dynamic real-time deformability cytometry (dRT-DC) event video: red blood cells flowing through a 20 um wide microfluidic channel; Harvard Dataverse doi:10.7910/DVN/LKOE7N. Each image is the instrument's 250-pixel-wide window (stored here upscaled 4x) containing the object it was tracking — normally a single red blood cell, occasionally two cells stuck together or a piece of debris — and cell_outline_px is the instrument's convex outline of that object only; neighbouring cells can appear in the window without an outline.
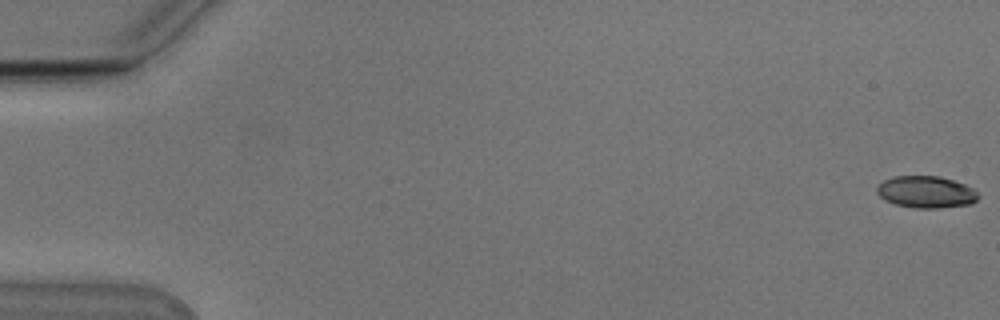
{"species": "Egyptian fruit bat (a non-hibernating species)", "species_latin": "Rousettus aegyptiacus", "temperature_condition": "cold", "stored_images_in_passage": 54, "camera_frame_rate_fps": 3000, "um_per_image_px": 0.085, "animal": {"sex": "male"}, "frame": {"image": 1, "passage_image": 1, "time_ms": 0.0, "image_size_px": [1000, 320], "cell_outline_px": [[980, 196], [972, 204], [940, 208], [916, 208], [896, 204], [884, 200], [876, 192], [876, 188], [884, 180], [892, 176], [940, 176], [964, 184], [972, 188]], "centroid_in_image_um": [78.71, 16.32], "position_along_channel_um": 6.3, "area_um2": 18.84}}
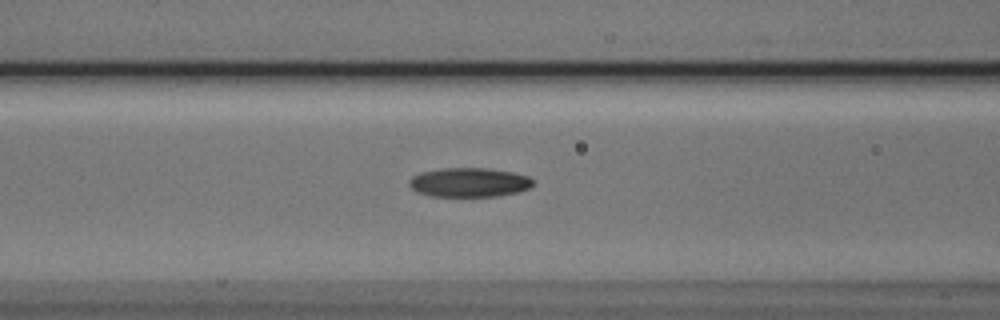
{"frame": {"image": 2, "passage_image": 23, "time_ms": 7.333, "image_size_px": [1000, 320], "cell_outline_px": [[532, 188], [520, 192], [496, 196], [428, 196], [416, 192], [408, 184], [408, 180], [412, 176], [420, 172], [444, 168], [488, 168], [512, 172], [528, 176], [532, 180]], "centroid_in_image_um": [39.86, 15.5], "position_along_channel_um": 126.7, "area_um2": 21.27}}
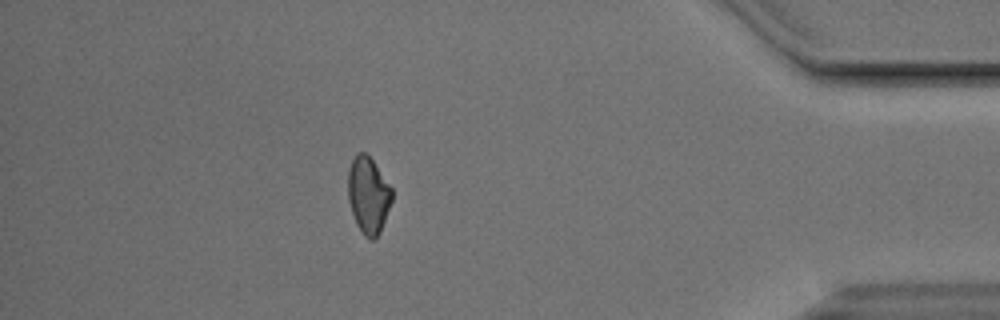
{"frame": {"image": 3, "passage_image": 48, "time_ms": 15.667, "image_size_px": [1000, 320], "cell_outline_px": [[392, 200], [380, 232], [372, 240], [364, 236], [356, 224], [348, 200], [348, 172], [352, 160], [360, 152], [364, 152], [372, 160], [392, 188]], "centroid_in_image_um": [31.3, 16.6], "position_along_channel_um": 403.9, "area_um2": 19.31}, "authors_computed_cell_mechanics": {"area_um2": 19.9988, "velocity_mm_per_s": 3.8403, "shape_relaxation_time_tau1_ms": 9.7663, "shape_relaxation_time_tau2_ms": 7.4604, "deformation_change_tau1": 0.2207, "deformation_change_tau2": 0.1343}}